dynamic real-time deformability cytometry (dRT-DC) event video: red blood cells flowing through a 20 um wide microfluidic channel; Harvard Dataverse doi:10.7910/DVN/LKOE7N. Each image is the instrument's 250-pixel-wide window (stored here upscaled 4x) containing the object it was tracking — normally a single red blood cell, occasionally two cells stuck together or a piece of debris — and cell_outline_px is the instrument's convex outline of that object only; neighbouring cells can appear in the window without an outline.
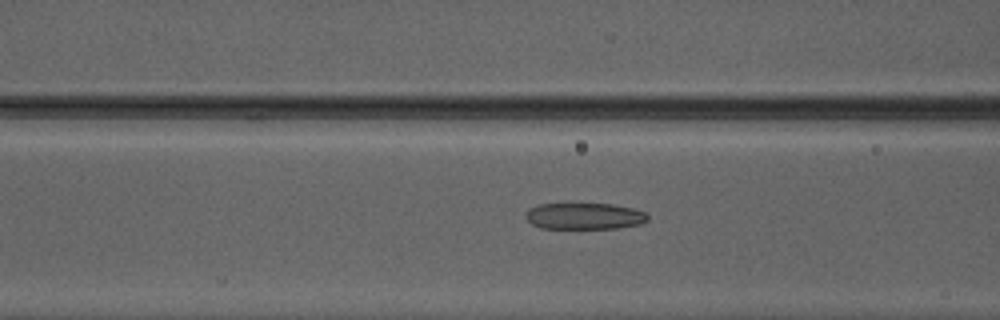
{"species": "Egyptian fruit bat (a non-hibernating species)", "species_latin": "Rousettus aegyptiacus", "temperature_condition": "warm", "stored_images_in_passage": 51, "camera_frame_rate_fps": 3000, "um_per_image_px": 0.085, "animal": {"sex": "male"}, "frame": {"image": 1, "passage_image": 22, "time_ms": 7.0, "image_size_px": [1000, 320], "cell_outline_px": [[648, 220], [640, 224], [620, 228], [540, 228], [532, 224], [524, 216], [524, 212], [528, 208], [540, 204], [612, 204], [632, 208], [648, 212]], "centroid_in_image_um": [49.67, 18.37], "position_along_channel_um": 116.9, "area_um2": 18.96}}
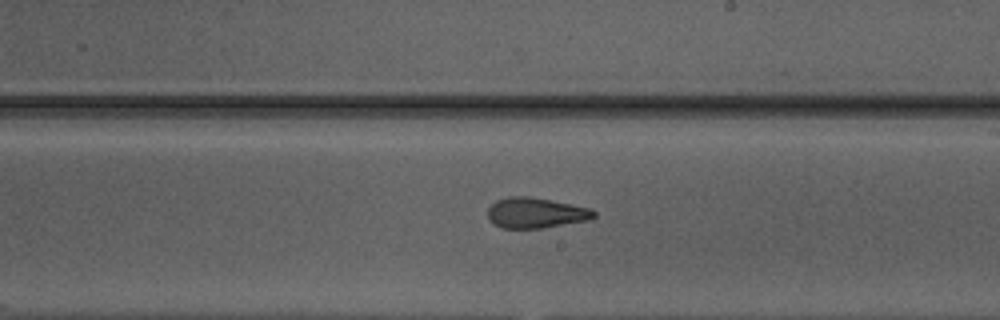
{"frame": {"image": 2, "passage_image": 31, "time_ms": 10.0, "image_size_px": [1000, 320], "cell_outline_px": [[596, 216], [588, 220], [540, 228], [500, 228], [492, 224], [488, 220], [488, 208], [496, 200], [508, 196], [528, 196], [592, 208], [596, 212]], "centroid_in_image_um": [45.5, 18.09], "position_along_channel_um": 243.5, "area_um2": 18.9}}
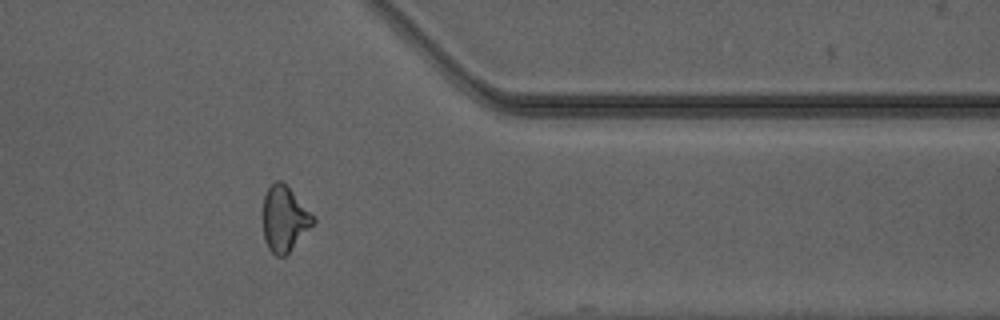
{"frame": {"image": 3, "passage_image": 42, "time_ms": 13.667, "image_size_px": [1000, 320], "cell_outline_px": [[316, 220], [288, 252], [284, 256], [276, 256], [268, 248], [264, 240], [264, 196], [268, 188], [276, 180], [280, 180], [316, 216]], "centroid_in_image_um": [24.18, 18.6], "position_along_channel_um": 387.2, "area_um2": 18.61}, "authors_computed_cell_mechanics": {"area_um2": 19.7676, "velocity_mm_per_s": 4.2189, "shape_relaxation_time_tau1_ms": null, "shape_relaxation_time_tau2_ms": 0.9773, "deformation_change_tau1": null, "deformation_change_tau2": 0.0958}}